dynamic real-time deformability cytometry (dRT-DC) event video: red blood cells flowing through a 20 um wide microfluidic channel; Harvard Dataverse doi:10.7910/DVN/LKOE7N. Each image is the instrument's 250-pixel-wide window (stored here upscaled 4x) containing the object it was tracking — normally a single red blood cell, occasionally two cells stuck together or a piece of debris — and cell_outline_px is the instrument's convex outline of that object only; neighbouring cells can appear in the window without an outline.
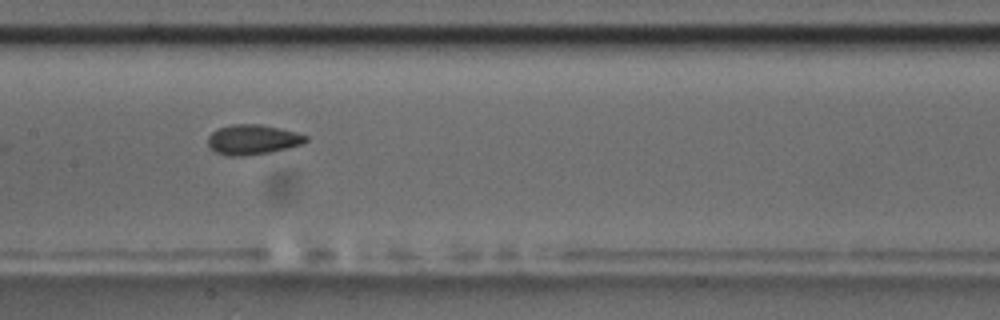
{"species": "common noctule bat (a hibernating species)", "species_latin": "Nyctalus noctula", "temperature_condition": "room temperature", "stored_images_in_passage": 8, "camera_frame_rate_fps": 3000, "um_per_image_px": 0.085, "animal": {"sex": "male", "body_mass_g": 17.5, "forearm_length_mm": 52.3}, "frame": {"image": 1, "passage_image": 8, "time_ms": 9.0, "image_size_px": [1000, 320], "cell_outline_px": [[308, 140], [304, 144], [272, 152], [244, 156], [228, 156], [216, 152], [208, 144], [208, 136], [212, 132], [220, 128], [232, 124], [260, 124], [296, 132], [308, 136]], "centroid_in_image_um": [21.51, 11.87], "position_along_channel_um": 185.9, "area_um2": 17.11}}